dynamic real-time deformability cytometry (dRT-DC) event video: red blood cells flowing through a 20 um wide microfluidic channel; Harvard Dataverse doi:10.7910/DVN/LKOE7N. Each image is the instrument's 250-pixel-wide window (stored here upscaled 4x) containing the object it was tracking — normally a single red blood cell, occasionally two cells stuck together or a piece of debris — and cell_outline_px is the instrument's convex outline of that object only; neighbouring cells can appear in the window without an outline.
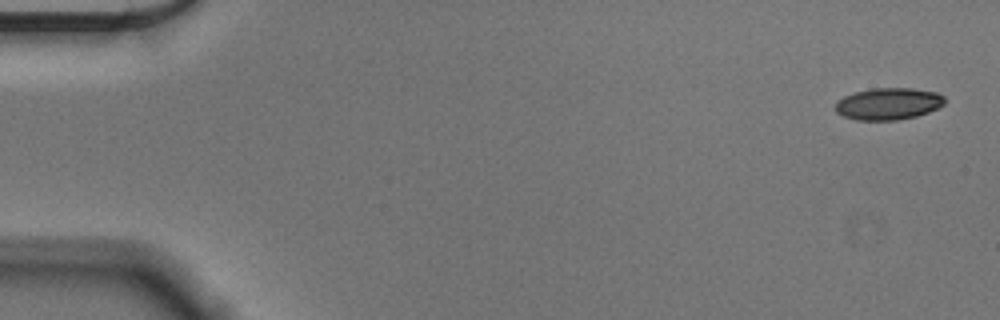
{"species": "Egyptian fruit bat (a non-hibernating species)", "species_latin": "Rousettus aegyptiacus", "temperature_condition": "cold", "stored_images_in_passage": 55, "camera_frame_rate_fps": 3000, "um_per_image_px": 0.085, "animal": {"sex": "male"}, "frame": {"image": 1, "passage_image": 1, "time_ms": 0.0, "image_size_px": [1000, 320], "cell_outline_px": [[944, 104], [928, 112], [916, 116], [896, 120], [856, 120], [844, 116], [836, 112], [836, 100], [844, 96], [856, 92], [872, 88], [912, 88], [936, 92], [944, 96]], "centroid_in_image_um": [75.5, 8.82], "position_along_channel_um": 9.5, "area_um2": 20.23}}
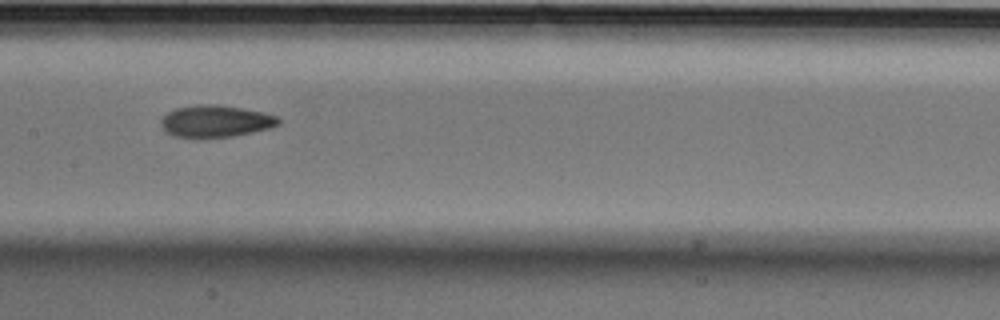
{"frame": {"image": 2, "passage_image": 27, "time_ms": 8.667, "image_size_px": [1000, 320], "cell_outline_px": [[280, 124], [268, 128], [252, 132], [232, 136], [196, 140], [172, 136], [160, 124], [160, 120], [168, 112], [176, 108], [196, 104], [216, 104], [264, 112], [276, 116], [280, 120]], "centroid_in_image_um": [18.28, 10.33], "position_along_channel_um": 189.1, "area_um2": 22.25}}
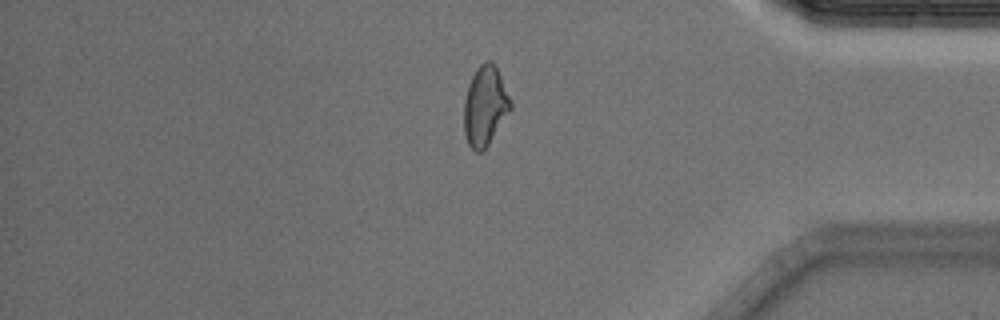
{"frame": {"image": 3, "passage_image": 46, "time_ms": 15.0, "image_size_px": [1000, 320], "cell_outline_px": [[512, 108], [484, 152], [476, 152], [468, 144], [464, 132], [464, 100], [472, 76], [476, 68], [484, 60], [492, 60], [496, 64], [512, 104]], "centroid_in_image_um": [41.23, 9.0], "position_along_channel_um": 394.0, "area_um2": 21.79}, "authors_computed_cell_mechanics": {"area_um2": 21.386, "velocity_mm_per_s": 3.6107, "shape_relaxation_time_tau1_ms": 4.7799, "shape_relaxation_time_tau2_ms": 2.0555, "deformation_change_tau1": 0.1216, "deformation_change_tau2": 0.0814}}